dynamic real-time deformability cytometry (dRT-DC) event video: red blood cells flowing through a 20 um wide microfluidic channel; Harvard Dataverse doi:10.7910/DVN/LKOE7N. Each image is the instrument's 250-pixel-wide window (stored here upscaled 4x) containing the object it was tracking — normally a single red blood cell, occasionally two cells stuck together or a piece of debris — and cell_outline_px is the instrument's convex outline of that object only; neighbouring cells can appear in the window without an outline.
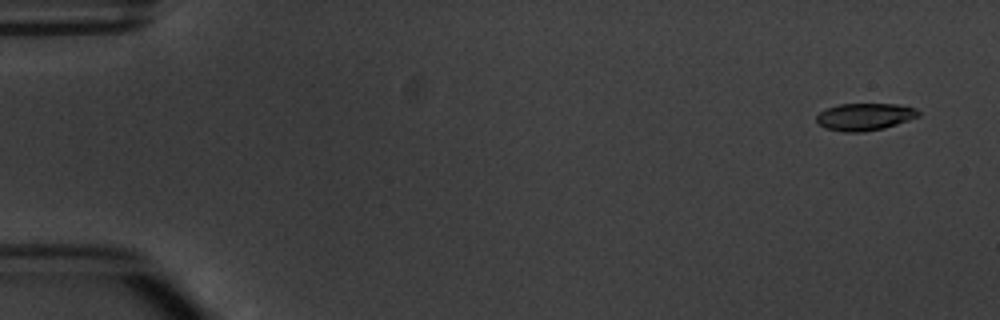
{"species": "common noctule bat (a hibernating species)", "species_latin": "Nyctalus noctula", "temperature_condition": "warm", "stored_images_in_passage": 5, "camera_frame_rate_fps": 3000, "um_per_image_px": 0.085, "animal": {"sex": "male", "body_mass_g": 20.1, "forearm_length_mm": 53.5}, "frame": {"image": 1, "passage_image": 1, "time_ms": 0.0, "image_size_px": [1000, 320], "cell_outline_px": [[920, 116], [884, 128], [860, 132], [844, 132], [824, 128], [816, 124], [816, 116], [820, 112], [828, 108], [840, 104], [896, 104], [916, 108], [920, 112]], "centroid_in_image_um": [73.48, 9.93], "position_along_channel_um": 11.5, "area_um2": 16.18}}
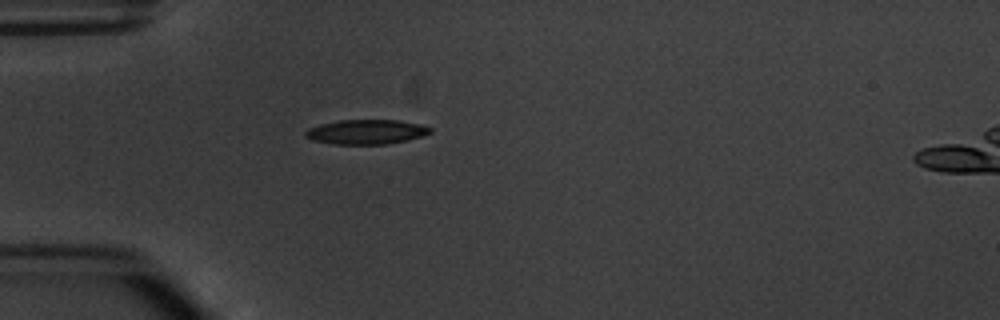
{"frame": {"image": 2, "passage_image": 4, "time_ms": 4.333, "image_size_px": [1000, 320], "cell_outline_px": [[432, 132], [408, 140], [388, 144], [332, 144], [312, 140], [304, 136], [304, 132], [308, 128], [320, 124], [340, 120], [400, 120], [420, 124], [432, 128]], "centroid_in_image_um": [31.12, 11.21], "position_along_channel_um": 53.9, "area_um2": 17.98}}